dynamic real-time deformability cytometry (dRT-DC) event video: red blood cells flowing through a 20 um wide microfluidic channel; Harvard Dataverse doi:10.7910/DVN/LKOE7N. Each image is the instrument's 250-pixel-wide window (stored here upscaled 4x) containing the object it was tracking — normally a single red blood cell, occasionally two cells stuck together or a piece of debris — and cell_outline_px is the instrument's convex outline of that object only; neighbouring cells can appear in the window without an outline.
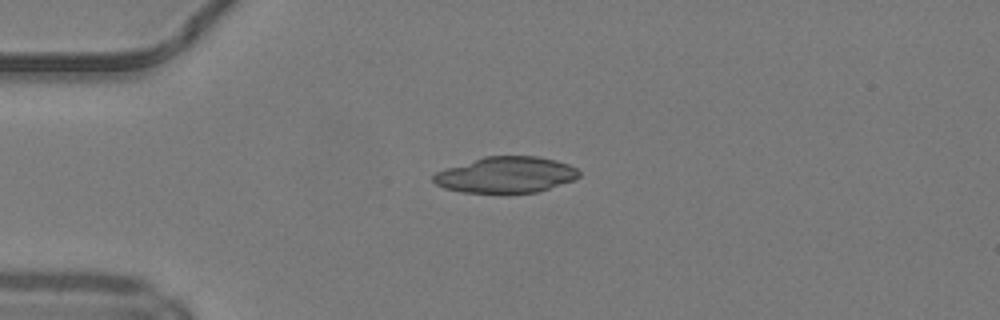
{"species": "common noctule bat (a hibernating species)", "species_latin": "Nyctalus noctula", "temperature_condition": "warm", "stored_images_in_passage": 37, "camera_frame_rate_fps": 3000, "um_per_image_px": 0.085, "animal": {"sex": "male", "body_mass_g": 19.2, "forearm_length_mm": 51.8}, "frame": {"image": 1, "passage_image": 1, "time_ms": 0.0, "image_size_px": [1000, 320], "cell_outline_px": [[580, 176], [576, 180], [536, 192], [504, 196], [464, 192], [444, 188], [436, 184], [432, 180], [432, 176], [436, 172], [484, 156], [536, 156], [556, 160], [568, 164], [576, 168], [580, 172]], "centroid_in_image_um": [43.02, 14.9], "position_along_channel_um": 42.0, "area_um2": 31.39}}